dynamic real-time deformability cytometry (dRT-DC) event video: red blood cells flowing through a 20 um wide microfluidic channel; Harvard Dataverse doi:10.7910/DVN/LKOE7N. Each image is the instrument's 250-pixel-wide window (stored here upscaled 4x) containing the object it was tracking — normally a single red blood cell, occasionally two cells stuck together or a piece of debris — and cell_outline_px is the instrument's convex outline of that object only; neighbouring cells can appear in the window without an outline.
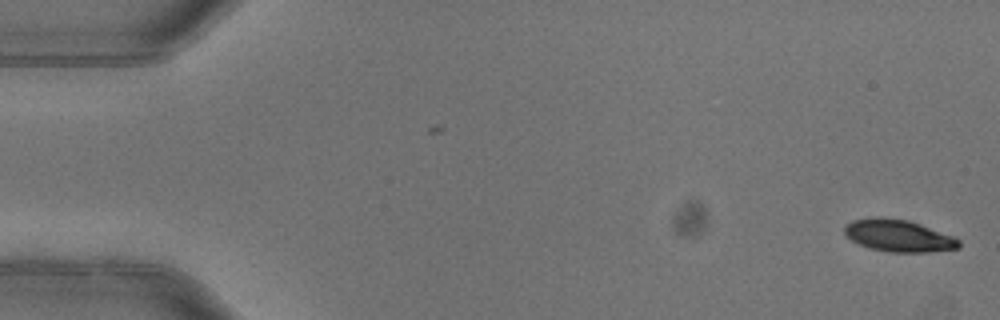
{"species": "common noctule bat (a hibernating species)", "species_latin": "Nyctalus noctula", "temperature_condition": "warm", "stored_images_in_passage": 5, "camera_frame_rate_fps": 3000, "um_per_image_px": 0.085, "animal": {"sex": "female"}, "frame": {"image": 1, "passage_image": 1, "time_ms": 0.0, "image_size_px": [1000, 320], "cell_outline_px": [[960, 248], [928, 252], [888, 252], [868, 248], [852, 240], [844, 232], [844, 224], [852, 220], [876, 216], [880, 216], [908, 220], [920, 224], [952, 236], [960, 240]], "centroid_in_image_um": [76.35, 20.03], "position_along_channel_um": 8.7, "area_um2": 21.44}}
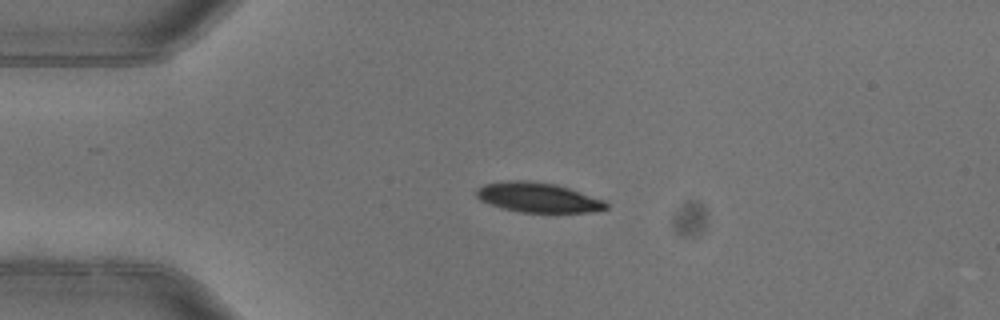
{"frame": {"image": 2, "passage_image": 4, "time_ms": 1.0, "image_size_px": [1000, 320], "cell_outline_px": [[608, 208], [588, 212], [520, 212], [500, 208], [480, 200], [476, 196], [476, 188], [484, 184], [508, 180], [528, 180], [556, 184], [604, 200], [608, 204]], "centroid_in_image_um": [45.68, 16.78], "position_along_channel_um": 39.3, "area_um2": 22.48}}